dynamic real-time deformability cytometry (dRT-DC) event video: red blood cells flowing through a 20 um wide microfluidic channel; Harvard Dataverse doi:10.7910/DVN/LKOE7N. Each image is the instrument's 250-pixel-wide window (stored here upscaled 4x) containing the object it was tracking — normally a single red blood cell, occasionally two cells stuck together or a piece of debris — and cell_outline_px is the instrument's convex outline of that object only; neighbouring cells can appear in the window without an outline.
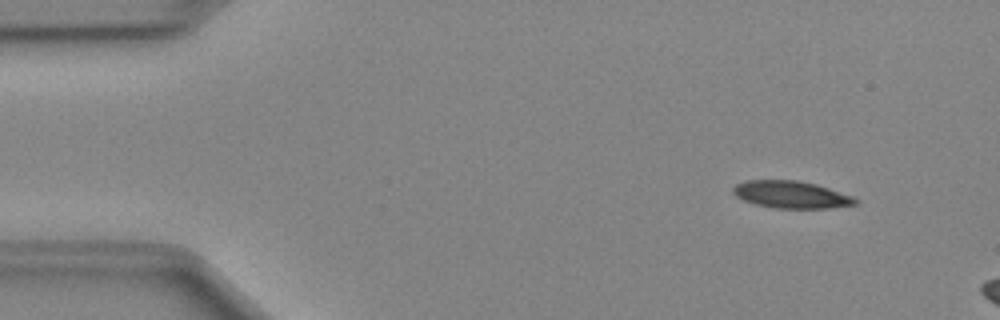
{"species": "Egyptian fruit bat (a non-hibernating species)", "species_latin": "Rousettus aegyptiacus", "temperature_condition": "cold", "stored_images_in_passage": 11, "camera_frame_rate_fps": 3000, "um_per_image_px": 0.085, "animal": {"sex": "female"}, "frame": {"image": 1, "passage_image": 5, "time_ms": 1.333, "image_size_px": [1000, 320], "cell_outline_px": [[860, 200], [856, 204], [828, 208], [776, 208], [756, 204], [744, 200], [736, 196], [732, 192], [732, 188], [736, 184], [744, 180], [796, 180], [816, 184], [852, 196]], "centroid_in_image_um": [67.23, 16.53], "position_along_channel_um": 17.8, "area_um2": 19.31}}